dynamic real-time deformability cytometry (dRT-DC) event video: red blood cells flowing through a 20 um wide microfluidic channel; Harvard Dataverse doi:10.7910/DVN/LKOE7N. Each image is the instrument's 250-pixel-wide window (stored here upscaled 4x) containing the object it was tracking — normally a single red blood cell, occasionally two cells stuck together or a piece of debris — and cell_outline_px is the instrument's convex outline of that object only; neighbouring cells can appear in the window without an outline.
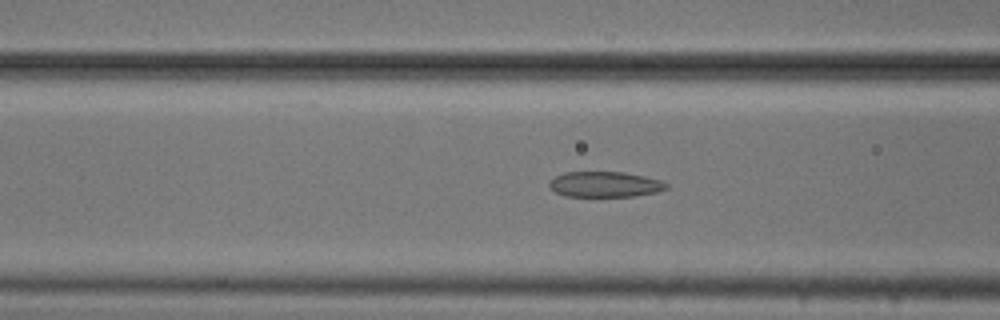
{"species": "common noctule bat (a hibernating species)", "species_latin": "Nyctalus noctula", "temperature_condition": "cold", "stored_images_in_passage": 43, "camera_frame_rate_fps": 3000, "um_per_image_px": 0.085, "animal": {"sex": "male", "body_mass_g": 20.5, "forearm_length_mm": 52.5}, "frame": {"image": 1, "passage_image": 20, "time_ms": 6.333, "image_size_px": [1000, 320], "cell_outline_px": [[668, 188], [656, 192], [632, 196], [564, 196], [556, 192], [548, 184], [556, 176], [564, 172], [624, 172], [644, 176], [660, 180], [668, 184]], "centroid_in_image_um": [51.43, 15.66], "position_along_channel_um": 115.2, "area_um2": 17.22}}
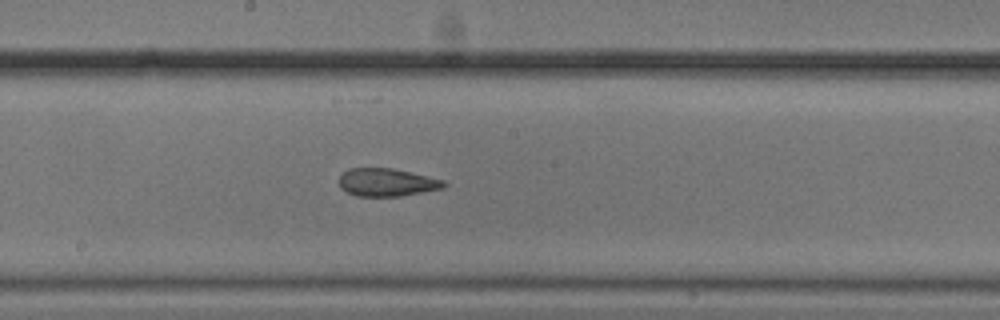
{"frame": {"image": 2, "passage_image": 28, "time_ms": 9.0, "image_size_px": [1000, 320], "cell_outline_px": [[448, 184], [444, 188], [400, 196], [356, 196], [340, 188], [340, 176], [348, 168], [392, 168], [444, 180]], "centroid_in_image_um": [32.89, 15.5], "position_along_channel_um": 215.3, "area_um2": 16.94}}
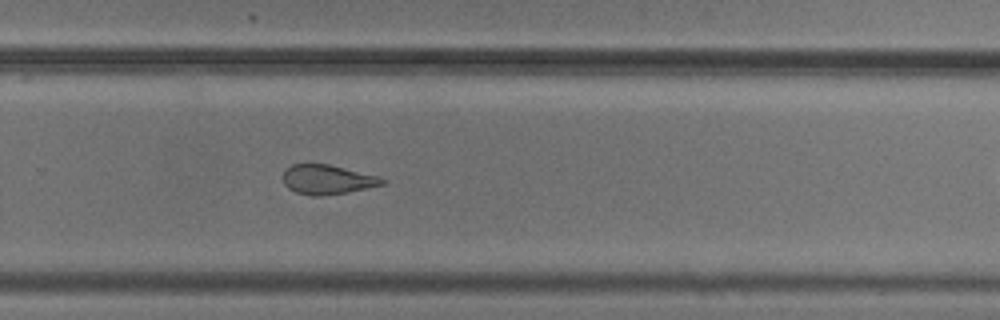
{"frame": {"image": 3, "passage_image": 35, "time_ms": 11.333, "image_size_px": [1000, 320], "cell_outline_px": [[388, 180], [384, 184], [348, 192], [320, 196], [312, 196], [296, 192], [288, 188], [284, 184], [284, 172], [292, 164], [328, 164], [376, 176]], "centroid_in_image_um": [27.82, 15.27], "position_along_channel_um": 302.0, "area_um2": 16.76}}